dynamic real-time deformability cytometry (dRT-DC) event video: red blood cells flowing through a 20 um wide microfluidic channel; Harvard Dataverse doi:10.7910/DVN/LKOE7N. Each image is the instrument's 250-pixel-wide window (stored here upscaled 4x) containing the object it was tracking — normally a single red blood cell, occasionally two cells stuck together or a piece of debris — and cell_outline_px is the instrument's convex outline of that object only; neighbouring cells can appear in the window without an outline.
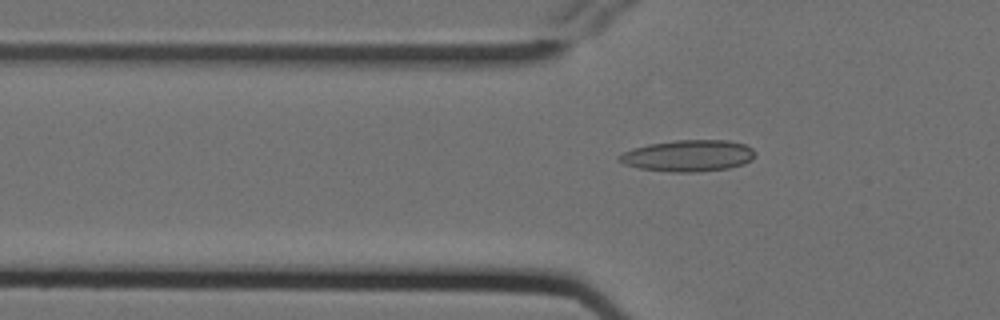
{"species": "Egyptian fruit bat (a non-hibernating species)", "species_latin": "Rousettus aegyptiacus", "temperature_condition": "cold", "stored_images_in_passage": 6, "segment_of_instrument_passage": [2, 2], "camera_frame_rate_fps": 3000, "um_per_image_px": 0.085, "animal": {"sex": "female"}, "frame": {"image": 1, "passage_image": 6, "time_ms": 1.667, "image_size_px": [1000, 320], "cell_outline_px": [[756, 156], [752, 160], [744, 164], [728, 168], [696, 172], [672, 172], [640, 168], [624, 164], [616, 160], [616, 156], [624, 152], [648, 144], [676, 140], [728, 140], [744, 144], [752, 148], [756, 152]], "centroid_in_image_um": [58.52, 13.24], "position_along_channel_um": 67.3, "area_um2": 25.03}}